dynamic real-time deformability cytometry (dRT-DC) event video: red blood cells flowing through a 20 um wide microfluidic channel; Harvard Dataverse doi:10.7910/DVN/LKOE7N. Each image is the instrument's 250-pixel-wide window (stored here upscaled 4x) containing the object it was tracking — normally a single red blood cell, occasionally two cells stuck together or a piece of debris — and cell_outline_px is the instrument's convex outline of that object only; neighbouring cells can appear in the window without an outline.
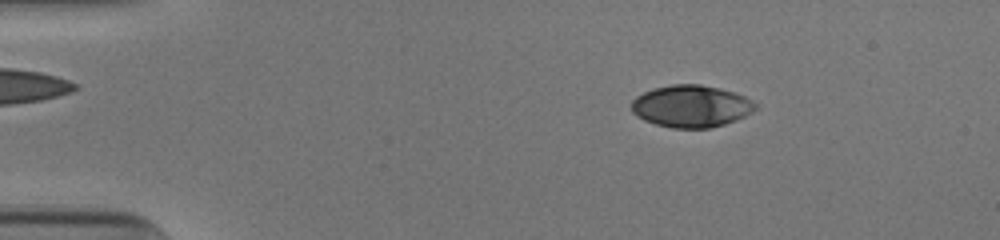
{"species": "human", "species_latin": "Homo sapiens", "temperature_condition": "cold", "stored_images_in_passage": 52, "camera_frame_rate_fps": 3000, "um_per_image_px": 0.085, "donor": {"sex": "male"}, "frame": {"image": 1, "passage_image": 9, "time_ms": 2.667, "image_size_px": [1000, 240], "cell_outline_px": [[756, 108], [752, 112], [736, 120], [724, 124], [708, 128], [672, 128], [656, 124], [644, 120], [636, 116], [632, 112], [632, 100], [636, 96], [652, 88], [672, 84], [700, 84], [720, 88], [736, 92], [744, 96], [756, 104]], "centroid_in_image_um": [58.73, 9.02], "position_along_channel_um": 26.3, "area_um2": 30.46}}
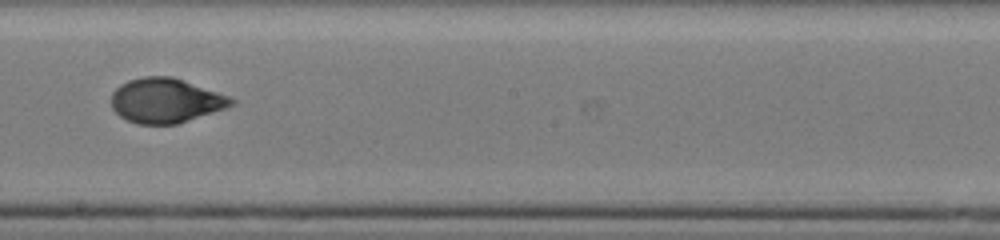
{"frame": {"image": 2, "passage_image": 31, "time_ms": 10.0, "image_size_px": [1000, 240], "cell_outline_px": [[236, 104], [176, 124], [136, 124], [120, 116], [112, 108], [112, 92], [120, 84], [128, 80], [144, 76], [172, 76], [232, 96], [236, 100]], "centroid_in_image_um": [14.1, 8.53], "position_along_channel_um": 234.1, "area_um2": 31.27}}
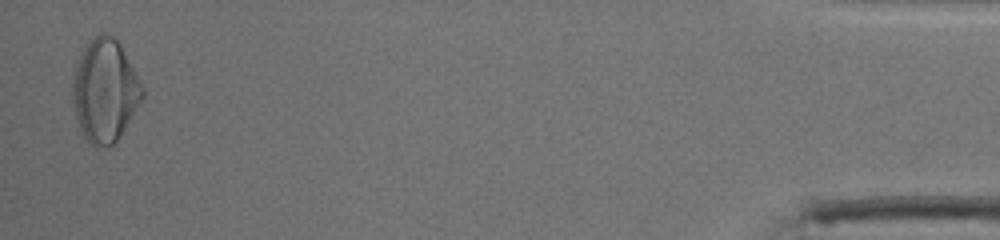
{"frame": {"image": 3, "passage_image": 52, "time_ms": 17.0, "image_size_px": [1000, 240], "cell_outline_px": [[144, 96], [116, 140], [108, 148], [96, 148], [84, 136], [80, 128], [76, 116], [72, 100], [72, 88], [76, 60], [84, 48], [100, 32], [108, 32], [120, 44], [140, 80], [144, 88]], "centroid_in_image_um": [8.9, 7.69], "position_along_channel_um": 426.3, "area_um2": 41.38}, "authors_computed_cell_mechanics": {"area_um2": 31.2698, "velocity_mm_per_s": 3.9323, "shape_relaxation_time_tau1_ms": 6.8719, "shape_relaxation_time_tau2_ms": null, "deformation_change_tau1": 0.2435, "deformation_change_tau2": null}}